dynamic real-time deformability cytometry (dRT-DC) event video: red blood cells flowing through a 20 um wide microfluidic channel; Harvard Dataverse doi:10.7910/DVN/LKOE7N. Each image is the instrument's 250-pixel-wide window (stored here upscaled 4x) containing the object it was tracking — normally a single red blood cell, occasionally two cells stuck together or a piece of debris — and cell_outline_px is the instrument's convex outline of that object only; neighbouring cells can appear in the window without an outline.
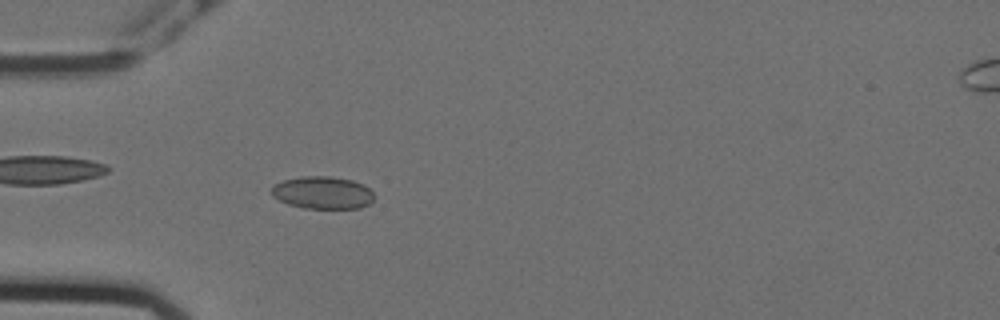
{"species": "Egyptian fruit bat (a non-hibernating species)", "species_latin": "Rousettus aegyptiacus", "temperature_condition": "cold", "stored_images_in_passage": 51, "camera_frame_rate_fps": 3000, "um_per_image_px": 0.085, "animal": {"sex": "female"}, "frame": {"image": 1, "passage_image": 11, "time_ms": 3.333, "image_size_px": [1000, 320], "cell_outline_px": [[376, 196], [368, 204], [360, 208], [304, 208], [288, 204], [272, 196], [272, 188], [276, 184], [284, 180], [304, 176], [328, 176], [352, 180], [364, 184]], "centroid_in_image_um": [27.45, 16.38], "position_along_channel_um": 57.6, "area_um2": 19.31}}
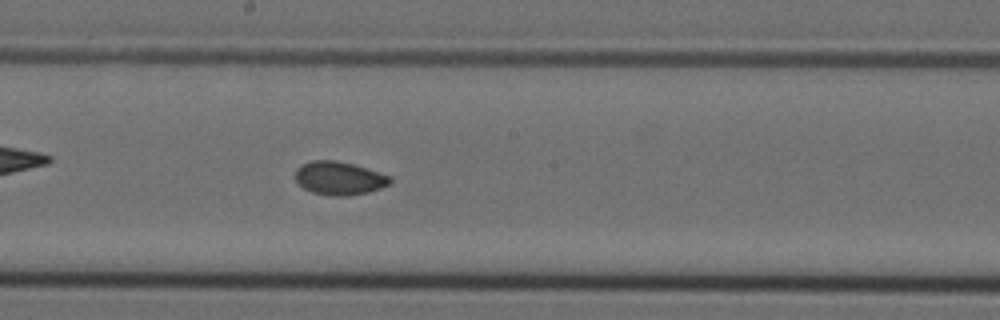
{"frame": {"image": 2, "passage_image": 25, "time_ms": 8.0, "image_size_px": [1000, 320], "cell_outline_px": [[392, 180], [388, 184], [380, 188], [368, 192], [348, 196], [332, 196], [312, 192], [304, 188], [296, 180], [296, 168], [300, 164], [312, 160], [336, 160], [352, 164], [392, 176]], "centroid_in_image_um": [28.82, 15.14], "position_along_channel_um": 219.4, "area_um2": 18.38}}
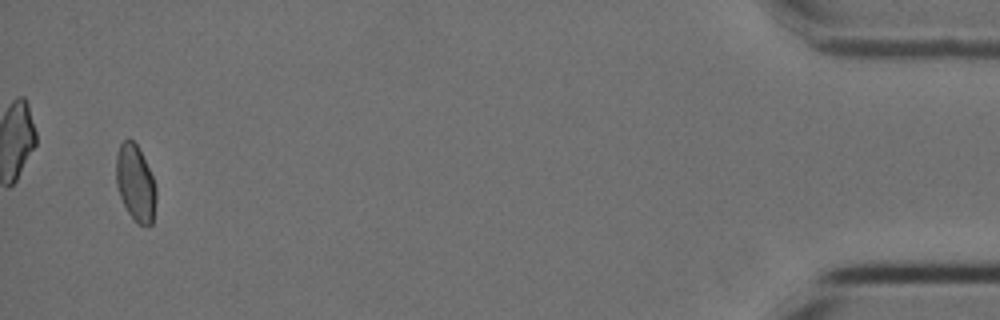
{"frame": {"image": 3, "passage_image": 49, "time_ms": 16.0, "image_size_px": [1000, 320], "cell_outline_px": [[156, 200], [152, 224], [140, 224], [128, 212], [120, 196], [116, 184], [116, 156], [120, 144], [128, 136], [136, 144], [152, 176], [156, 188]], "centroid_in_image_um": [11.5, 15.53], "position_along_channel_um": 423.7, "area_um2": 17.46}, "authors_computed_cell_mechanics": {"area_um2": 18.0914, "velocity_mm_per_s": 3.5673, "shape_relaxation_time_tau1_ms": null, "shape_relaxation_time_tau2_ms": 1.2982, "deformation_change_tau1": null, "deformation_change_tau2": 0.0337}}